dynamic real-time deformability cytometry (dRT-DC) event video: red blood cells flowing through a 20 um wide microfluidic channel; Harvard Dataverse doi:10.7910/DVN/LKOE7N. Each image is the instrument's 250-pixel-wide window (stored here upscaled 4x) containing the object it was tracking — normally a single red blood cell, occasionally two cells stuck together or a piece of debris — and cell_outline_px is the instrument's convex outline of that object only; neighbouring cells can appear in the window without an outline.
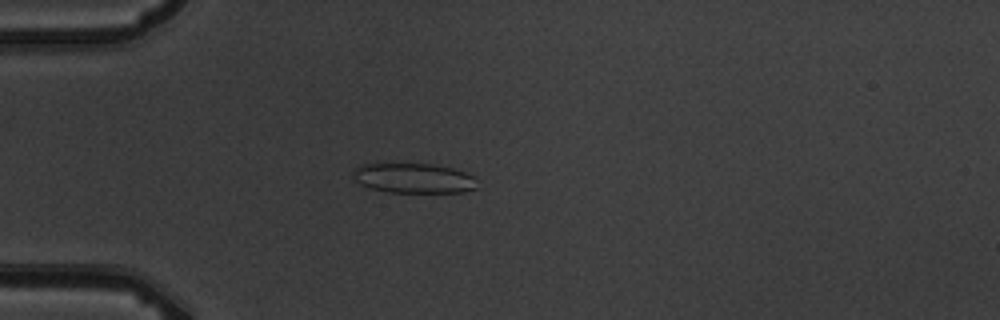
{"species": "common noctule bat (a hibernating species)", "species_latin": "Nyctalus noctula", "temperature_condition": "warm", "stored_images_in_passage": 4, "camera_frame_rate_fps": 3000, "um_per_image_px": 0.085, "animal": {"sex": "male", "body_mass_g": 19.5, "forearm_length_mm": 54.6}, "frame": {"image": 1, "passage_image": 4, "time_ms": 3.333, "image_size_px": [1000, 320], "cell_outline_px": [[476, 188], [464, 192], [388, 192], [372, 188], [360, 184], [352, 176], [352, 172], [360, 164], [376, 160], [432, 164], [452, 168], [476, 176]], "centroid_in_image_um": [35.08, 15.08], "position_along_channel_um": 49.9, "area_um2": 22.6}}